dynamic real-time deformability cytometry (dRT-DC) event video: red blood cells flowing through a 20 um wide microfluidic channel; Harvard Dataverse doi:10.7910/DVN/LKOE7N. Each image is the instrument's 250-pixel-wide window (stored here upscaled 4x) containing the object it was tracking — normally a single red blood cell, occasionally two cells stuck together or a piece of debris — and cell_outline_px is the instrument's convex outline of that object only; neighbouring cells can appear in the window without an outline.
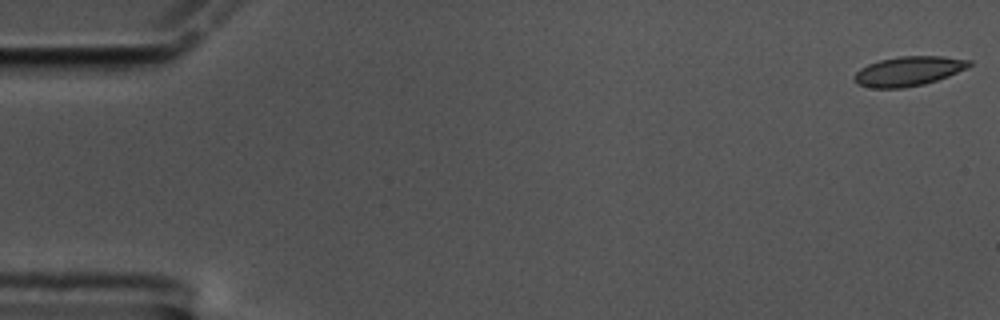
{"species": "common noctule bat (a hibernating species)", "species_latin": "Nyctalus noctula", "temperature_condition": "cold", "stored_images_in_passage": 57, "camera_frame_rate_fps": 3000, "um_per_image_px": 0.085, "animal": {"sex": "male", "body_mass_g": 17.5, "forearm_length_mm": 52.3}, "frame": {"image": 1, "passage_image": 1, "time_ms": 0.0, "image_size_px": [1000, 320], "cell_outline_px": [[972, 64], [968, 68], [948, 76], [924, 84], [904, 88], [872, 88], [856, 84], [852, 80], [852, 76], [860, 68], [868, 64], [880, 60], [900, 56], [944, 56], [972, 60]], "centroid_in_image_um": [77.21, 6.05], "position_along_channel_um": 7.8, "area_um2": 20.0}}
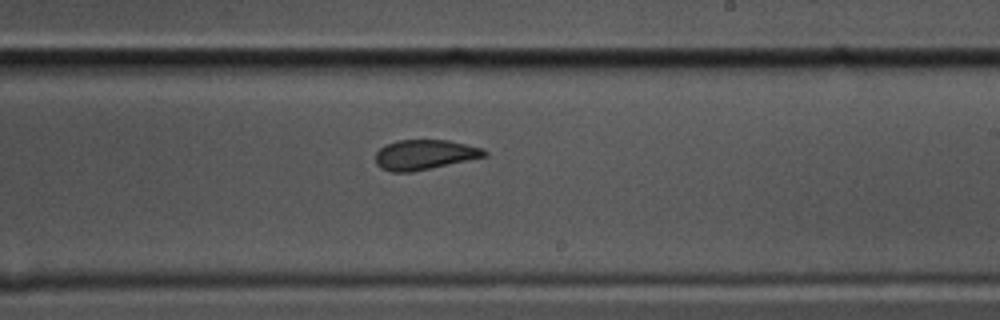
{"frame": {"image": 2, "passage_image": 34, "time_ms": 11.0, "image_size_px": [1000, 320], "cell_outline_px": [[488, 156], [412, 172], [392, 172], [380, 168], [376, 164], [376, 152], [384, 144], [400, 140], [448, 140], [484, 148], [488, 152]], "centroid_in_image_um": [36.1, 13.15], "position_along_channel_um": 252.9, "area_um2": 19.13}}
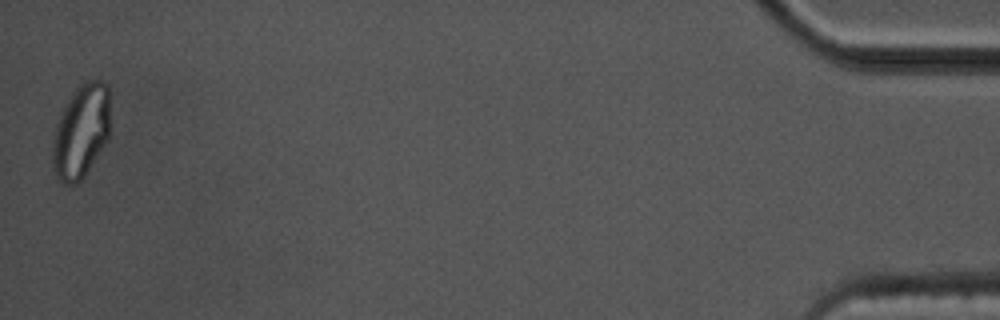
{"frame": {"image": 3, "passage_image": 57, "time_ms": 18.667, "image_size_px": [1000, 320], "cell_outline_px": [[108, 140], [84, 176], [76, 184], [64, 184], [56, 180], [52, 164], [52, 140], [56, 124], [68, 100], [76, 88], [84, 80], [104, 80], [108, 84]], "centroid_in_image_um": [6.86, 11.19], "position_along_channel_um": 428.3, "area_um2": 31.5}, "authors_computed_cell_mechanics": {"area_um2": 19.9988, "velocity_mm_per_s": 3.4949, "shape_relaxation_time_tau1_ms": null, "shape_relaxation_time_tau2_ms": 1.1527, "deformation_change_tau1": null, "deformation_change_tau2": 0.0494}}